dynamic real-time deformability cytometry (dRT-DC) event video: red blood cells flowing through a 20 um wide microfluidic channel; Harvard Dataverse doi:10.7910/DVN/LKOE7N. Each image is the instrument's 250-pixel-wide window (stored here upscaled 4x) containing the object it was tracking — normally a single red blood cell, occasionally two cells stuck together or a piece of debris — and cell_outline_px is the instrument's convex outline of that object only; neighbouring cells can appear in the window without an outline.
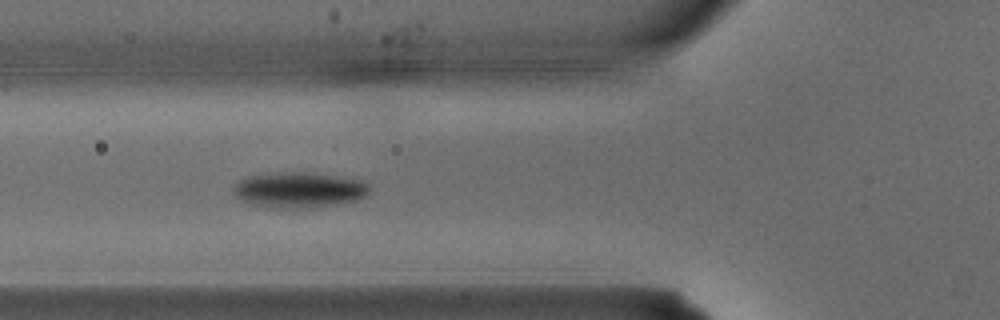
{"species": "common noctule bat (a hibernating species)", "species_latin": "Nyctalus noctula", "temperature_condition": "warm", "stored_images_in_passage": 2, "camera_frame_rate_fps": 3000, "um_per_image_px": 0.085, "animal": {"sex": "male", "body_mass_g": 15.6}, "frame": {"image": 1, "passage_image": 2, "time_ms": 0.333, "image_size_px": [1000, 320], "cell_outline_px": [[368, 192], [364, 196], [352, 200], [332, 204], [276, 208], [252, 204], [236, 196], [232, 188], [232, 184], [248, 176], [280, 172], [304, 172], [336, 176], [360, 180], [368, 184]], "centroid_in_image_um": [25.34, 16.11], "position_along_channel_um": 100.5, "area_um2": 27.22}}